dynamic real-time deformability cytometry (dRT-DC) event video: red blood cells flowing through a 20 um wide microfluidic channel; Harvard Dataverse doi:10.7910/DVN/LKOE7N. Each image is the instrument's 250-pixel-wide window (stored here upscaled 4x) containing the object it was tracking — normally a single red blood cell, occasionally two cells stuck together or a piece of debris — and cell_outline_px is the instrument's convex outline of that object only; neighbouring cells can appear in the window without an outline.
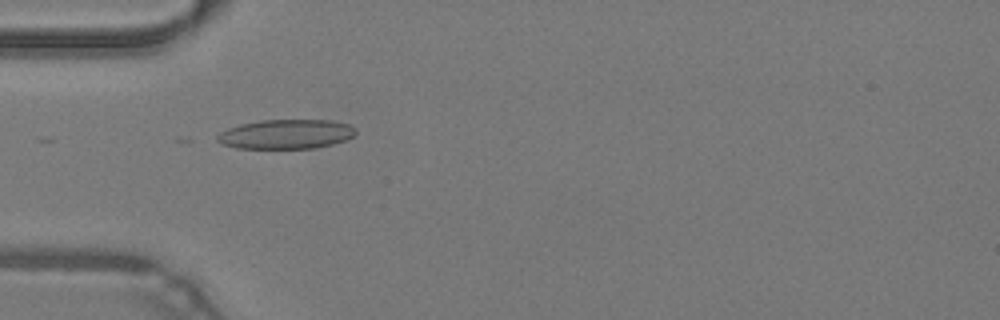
{"species": "common noctule bat (a hibernating species)", "species_latin": "Nyctalus noctula", "temperature_condition": "warm", "stored_images_in_passage": 13, "camera_frame_rate_fps": 3000, "um_per_image_px": 0.085, "animal": {"sex": "male", "body_mass_g": 19.2, "forearm_length_mm": 51.8}, "frame": {"image": 1, "passage_image": 2, "time_ms": 0.333, "image_size_px": [1000, 320], "cell_outline_px": [[356, 132], [352, 136], [344, 140], [332, 144], [316, 148], [236, 148], [220, 144], [216, 140], [216, 136], [220, 132], [228, 128], [240, 124], [260, 120], [332, 120], [352, 124], [356, 128]], "centroid_in_image_um": [24.31, 11.4], "position_along_channel_um": 60.7, "area_um2": 23.93}}
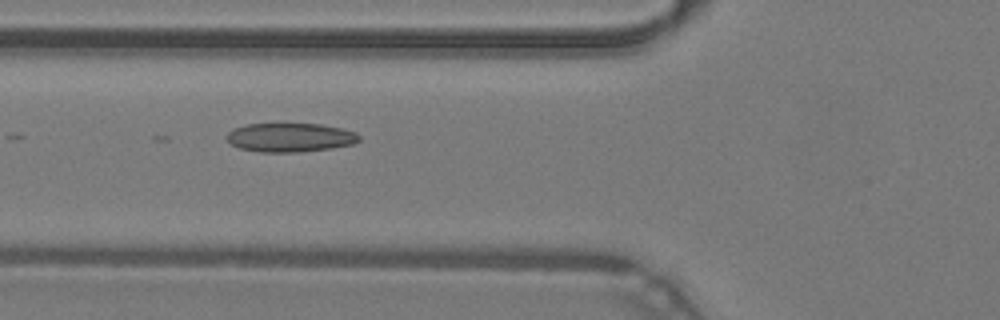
{"frame": {"image": 2, "passage_image": 5, "time_ms": 1.333, "image_size_px": [1000, 320], "cell_outline_px": [[360, 140], [352, 144], [332, 148], [300, 152], [260, 152], [240, 148], [232, 144], [228, 140], [228, 132], [232, 128], [244, 124], [320, 124], [340, 128], [356, 132], [360, 136]], "centroid_in_image_um": [24.66, 11.68], "position_along_channel_um": 101.1, "area_um2": 22.25}}
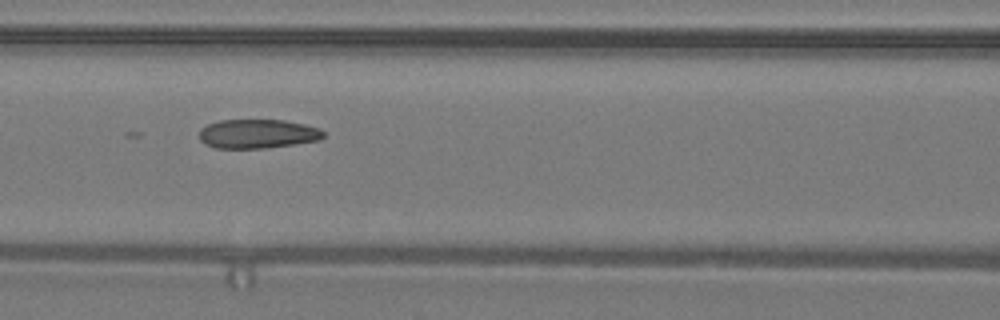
{"frame": {"image": 3, "passage_image": 8, "time_ms": 2.333, "image_size_px": [1000, 320], "cell_outline_px": [[324, 136], [320, 140], [268, 148], [216, 148], [204, 144], [200, 140], [200, 128], [208, 124], [220, 120], [284, 120], [304, 124], [320, 128], [324, 132]], "centroid_in_image_um": [21.9, 11.37], "position_along_channel_um": 144.7, "area_um2": 21.15}}